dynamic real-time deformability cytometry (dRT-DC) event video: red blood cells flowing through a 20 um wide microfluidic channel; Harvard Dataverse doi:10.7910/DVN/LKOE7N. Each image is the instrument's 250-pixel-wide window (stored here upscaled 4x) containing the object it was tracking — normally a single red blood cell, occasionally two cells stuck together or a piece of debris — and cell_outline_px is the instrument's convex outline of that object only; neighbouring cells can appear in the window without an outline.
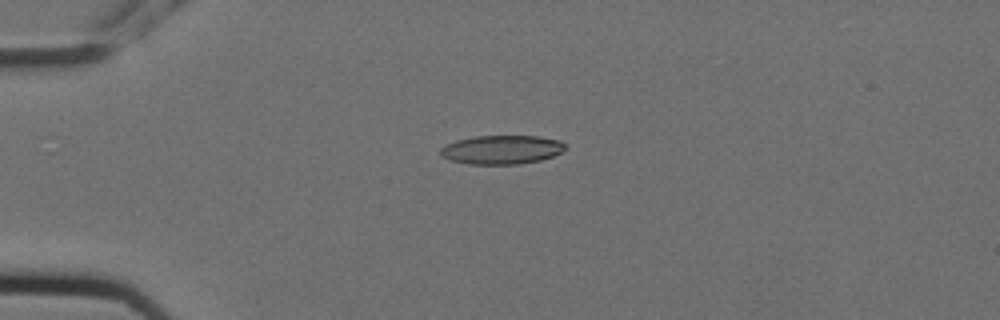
{"species": "Egyptian fruit bat (a non-hibernating species)", "species_latin": "Rousettus aegyptiacus", "temperature_condition": "cold", "stored_images_in_passage": 2, "camera_frame_rate_fps": 3000, "um_per_image_px": 0.085, "animal": {"sex": "female"}, "frame": {"image": 1, "passage_image": 2, "time_ms": 0.333, "image_size_px": [1000, 320], "cell_outline_px": [[568, 144], [560, 152], [552, 156], [540, 160], [516, 164], [468, 164], [448, 160], [440, 156], [440, 148], [444, 144], [456, 140], [476, 136], [540, 136], [560, 140]], "centroid_in_image_um": [42.6, 12.72], "position_along_channel_um": 42.4, "area_um2": 21.15}}